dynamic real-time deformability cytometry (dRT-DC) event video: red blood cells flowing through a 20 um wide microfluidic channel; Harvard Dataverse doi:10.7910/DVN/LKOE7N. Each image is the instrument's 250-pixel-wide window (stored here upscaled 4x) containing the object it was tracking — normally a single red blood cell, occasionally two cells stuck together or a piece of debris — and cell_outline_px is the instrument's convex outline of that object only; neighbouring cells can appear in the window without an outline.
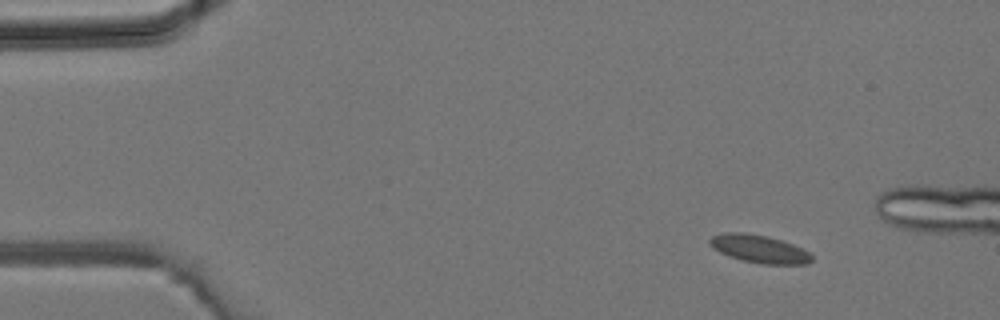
{"species": "common noctule bat (a hibernating species)", "species_latin": "Nyctalus noctula", "temperature_condition": "room temperature", "stored_images_in_passage": 3, "camera_frame_rate_fps": 3000, "um_per_image_px": 0.085, "animal": {"sex": "male", "body_mass_g": 19.2, "forearm_length_mm": 51.8}, "frame": {"image": 1, "passage_image": 1, "time_ms": 0.0, "image_size_px": [1000, 320], "cell_outline_px": [[812, 260], [808, 264], [764, 264], [744, 260], [728, 256], [720, 252], [708, 244], [708, 240], [712, 236], [724, 232], [744, 232], [768, 236], [792, 244], [808, 252], [812, 256]], "centroid_in_image_um": [64.5, 21.14], "position_along_channel_um": 20.5, "area_um2": 16.47}}